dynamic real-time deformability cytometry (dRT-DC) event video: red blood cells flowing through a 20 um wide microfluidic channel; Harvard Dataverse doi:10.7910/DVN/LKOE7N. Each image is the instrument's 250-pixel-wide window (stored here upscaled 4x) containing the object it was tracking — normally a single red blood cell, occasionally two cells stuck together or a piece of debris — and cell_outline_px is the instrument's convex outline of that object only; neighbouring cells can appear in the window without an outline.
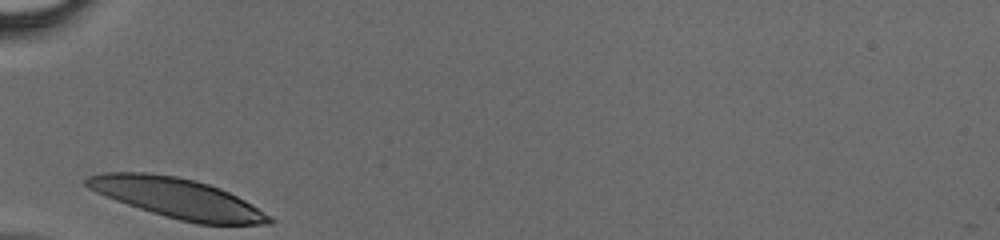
{"species": "human", "species_latin": "Homo sapiens", "temperature_condition": "cold", "stored_images_in_passage": 23, "camera_frame_rate_fps": 3000, "um_per_image_px": 0.085, "donor": {"sex": "male"}, "frame": {"image": 1, "passage_image": 1, "time_ms": 0.0, "image_size_px": [1000, 240], "cell_outline_px": [[276, 220], [272, 224], [196, 224], [164, 216], [116, 200], [96, 192], [88, 188], [84, 184], [84, 180], [88, 176], [100, 172], [144, 172], [176, 176], [208, 184], [220, 188], [244, 200], [272, 216]], "centroid_in_image_um": [15.07, 16.84], "position_along_channel_um": 69.9, "area_um2": 42.19}}
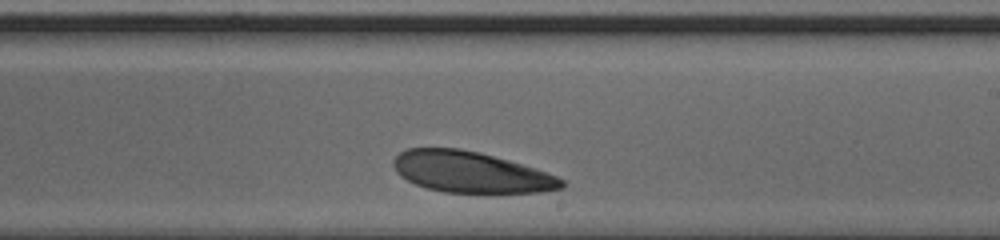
{"frame": {"image": 2, "passage_image": 14, "time_ms": 4.333, "image_size_px": [1000, 240], "cell_outline_px": [[564, 188], [540, 192], [444, 192], [428, 188], [416, 184], [400, 176], [396, 172], [392, 164], [392, 160], [400, 152], [408, 148], [460, 148], [508, 160], [536, 168], [556, 176], [564, 180]], "centroid_in_image_um": [40.0, 14.62], "position_along_channel_um": 249.0, "area_um2": 39.88}}
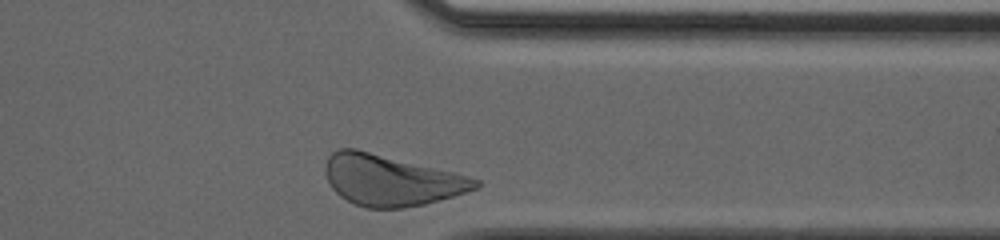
{"frame": {"image": 3, "passage_image": 23, "time_ms": 7.333, "image_size_px": [1000, 240], "cell_outline_px": [[480, 188], [424, 204], [404, 208], [364, 208], [340, 196], [332, 188], [324, 172], [324, 164], [328, 156], [336, 148], [356, 148], [468, 176], [480, 180]], "centroid_in_image_um": [33.2, 15.31], "position_along_channel_um": 378.2, "area_um2": 44.39}}